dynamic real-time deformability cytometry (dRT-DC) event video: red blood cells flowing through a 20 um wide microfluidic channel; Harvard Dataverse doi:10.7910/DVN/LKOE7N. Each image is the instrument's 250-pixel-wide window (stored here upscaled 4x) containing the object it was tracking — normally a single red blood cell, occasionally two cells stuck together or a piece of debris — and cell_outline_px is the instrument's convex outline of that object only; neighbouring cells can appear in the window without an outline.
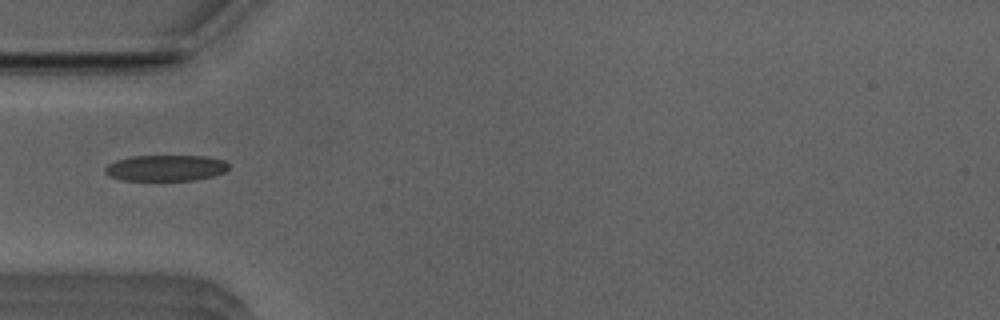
{"species": "Egyptian fruit bat (a non-hibernating species)", "species_latin": "Rousettus aegyptiacus", "temperature_condition": "room temperature", "stored_images_in_passage": 15, "camera_frame_rate_fps": 3000, "um_per_image_px": 0.085, "animal": {"sex": "male"}, "frame": {"image": 1, "passage_image": 1, "time_ms": 0.0, "image_size_px": [1000, 320], "cell_outline_px": [[228, 168], [224, 172], [212, 176], [196, 180], [120, 180], [108, 176], [104, 172], [104, 168], [108, 164], [116, 160], [132, 156], [204, 156], [224, 160], [228, 164]], "centroid_in_image_um": [14.05, 14.28], "position_along_channel_um": 70.9, "area_um2": 18.79}}
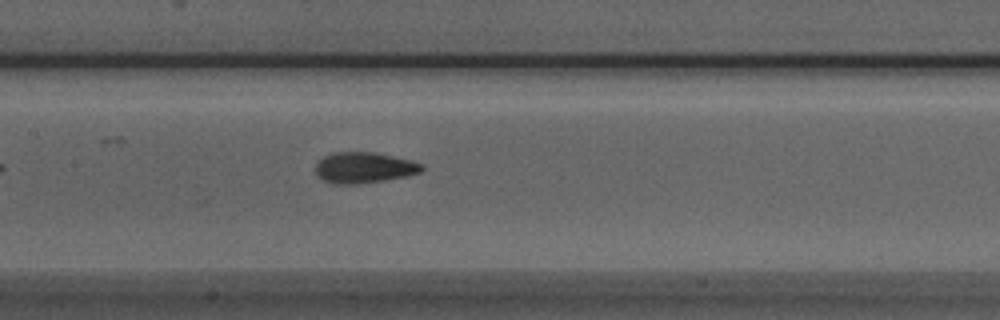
{"frame": {"image": 2, "passage_image": 9, "time_ms": 2.667, "image_size_px": [1000, 320], "cell_outline_px": [[424, 168], [420, 172], [404, 176], [384, 180], [356, 184], [332, 184], [320, 180], [316, 176], [316, 164], [324, 156], [332, 152], [372, 152], [412, 160], [424, 164]], "centroid_in_image_um": [30.9, 14.25], "position_along_channel_um": 176.5, "area_um2": 19.19}}
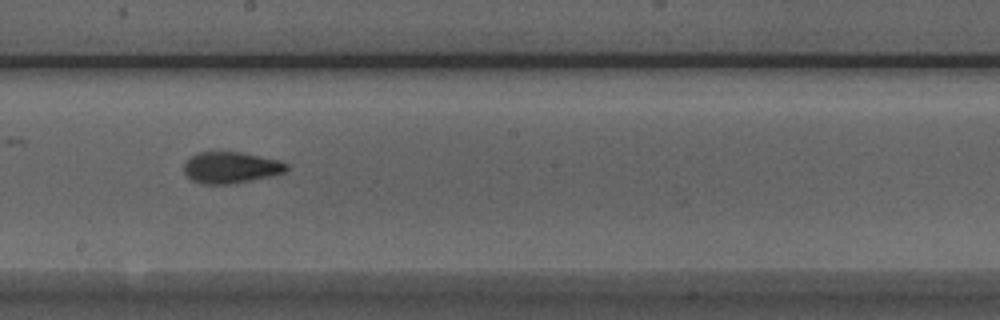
{"frame": {"image": 3, "passage_image": 13, "time_ms": 4.0, "image_size_px": [1000, 320], "cell_outline_px": [[288, 168], [284, 172], [268, 176], [228, 184], [200, 184], [192, 180], [184, 172], [184, 164], [196, 152], [240, 152], [280, 160], [288, 164]], "centroid_in_image_um": [19.6, 14.23], "position_along_channel_um": 228.6, "area_um2": 18.5}}